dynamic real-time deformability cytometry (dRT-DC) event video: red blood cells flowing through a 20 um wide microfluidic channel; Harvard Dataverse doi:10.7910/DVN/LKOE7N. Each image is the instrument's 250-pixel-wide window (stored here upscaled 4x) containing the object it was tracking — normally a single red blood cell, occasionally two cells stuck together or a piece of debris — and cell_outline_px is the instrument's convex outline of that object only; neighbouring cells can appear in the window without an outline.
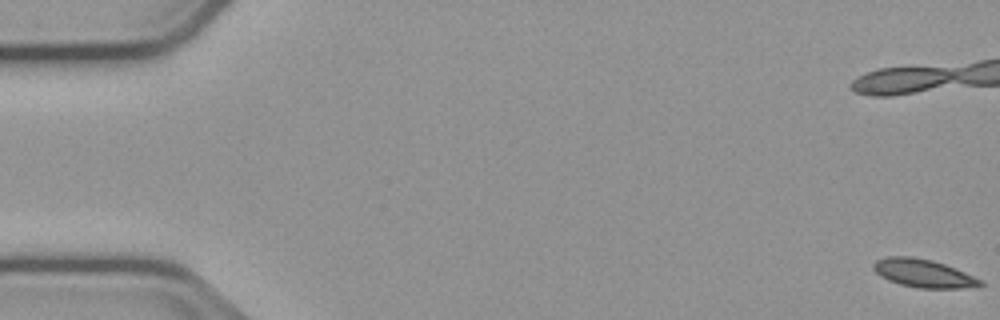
{"species": "common noctule bat (a hibernating species)", "species_latin": "Nyctalus noctula", "temperature_condition": "cold", "stored_images_in_passage": 57, "camera_frame_rate_fps": 3000, "um_per_image_px": 0.085, "animal": {"sex": "male", "body_mass_g": 23.1, "forearm_length_mm": 52.7}, "frame": {"image": 1, "passage_image": 1, "time_ms": 0.0, "image_size_px": [1000, 320], "cell_outline_px": [[984, 284], [960, 288], [916, 288], [900, 284], [888, 280], [880, 276], [872, 268], [872, 264], [876, 260], [888, 256], [912, 256], [932, 260], [944, 264], [964, 272], [980, 280]], "centroid_in_image_um": [78.4, 23.22], "position_along_channel_um": 6.6, "area_um2": 17.34}, "authors_computed_cell_mechanics": {"area_um2": 17.4556, "velocity_mm_per_s": 3.7252, "shape_relaxation_time_tau1_ms": null, "shape_relaxation_time_tau2_ms": 7.3918, "deformation_change_tau1": null, "deformation_change_tau2": 0.0905}}